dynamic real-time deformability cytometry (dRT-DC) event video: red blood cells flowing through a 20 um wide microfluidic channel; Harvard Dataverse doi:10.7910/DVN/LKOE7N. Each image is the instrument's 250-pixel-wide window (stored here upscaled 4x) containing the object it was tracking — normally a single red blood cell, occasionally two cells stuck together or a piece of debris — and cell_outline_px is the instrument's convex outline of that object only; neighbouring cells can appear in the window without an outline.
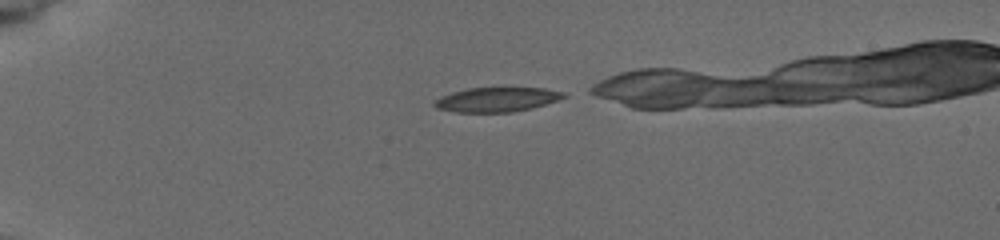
{"species": "common noctule bat (a hibernating species)", "species_latin": "Nyctalus noctula", "temperature_condition": "cold", "stored_images_in_passage": 5, "segment_of_instrument_passage": [1, 2], "camera_frame_rate_fps": 3000, "um_per_image_px": 0.085, "animal": {"sex": "female", "body_mass_g": 19.5, "forearm_length_mm": 54.1}, "frame": {"image": 1, "passage_image": 1, "time_ms": 0.0, "image_size_px": [1000, 240], "cell_outline_px": [[568, 96], [532, 108], [512, 112], [456, 112], [436, 108], [432, 104], [432, 100], [440, 96], [452, 92], [468, 88], [544, 88], [564, 92]], "centroid_in_image_um": [42.17, 8.46], "position_along_channel_um": 42.8, "area_um2": 18.44}}
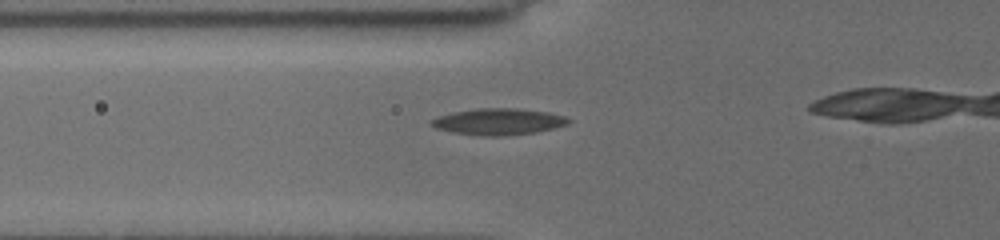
{"frame": {"image": 2, "passage_image": 4, "time_ms": 2.333, "image_size_px": [1000, 240], "cell_outline_px": [[572, 120], [568, 124], [536, 132], [504, 136], [484, 136], [452, 132], [436, 128], [428, 124], [428, 120], [440, 116], [456, 112], [480, 108], [516, 108], [548, 112], [564, 116]], "centroid_in_image_um": [42.36, 10.34], "position_along_channel_um": 83.4, "area_um2": 21.04}}